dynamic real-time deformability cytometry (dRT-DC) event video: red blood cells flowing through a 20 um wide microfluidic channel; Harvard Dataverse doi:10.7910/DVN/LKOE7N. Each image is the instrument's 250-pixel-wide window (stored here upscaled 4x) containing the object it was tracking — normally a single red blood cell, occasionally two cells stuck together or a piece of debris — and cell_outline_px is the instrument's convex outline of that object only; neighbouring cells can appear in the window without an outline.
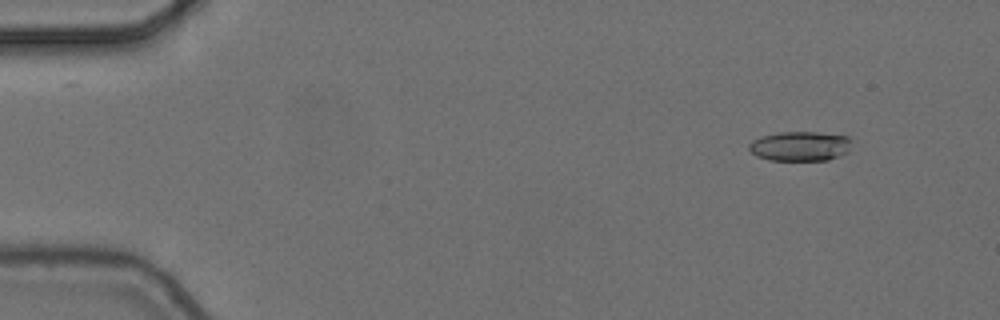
{"species": "common noctule bat (a hibernating species)", "species_latin": "Nyctalus noctula", "temperature_condition": "cold", "stored_images_in_passage": 5, "camera_frame_rate_fps": 3000, "um_per_image_px": 0.085, "animal": {"sex": "female", "body_mass_g": 24.6, "forearm_length_mm": 56.2}, "frame": {"image": 1, "passage_image": 2, "time_ms": 0.333, "image_size_px": [1000, 320], "cell_outline_px": [[852, 140], [848, 152], [840, 156], [828, 160], [768, 160], [756, 156], [748, 148], [748, 144], [752, 140], [764, 136], [780, 132], [816, 132], [848, 136]], "centroid_in_image_um": [68.03, 12.43], "position_along_channel_um": 17.0, "area_um2": 17.8}}
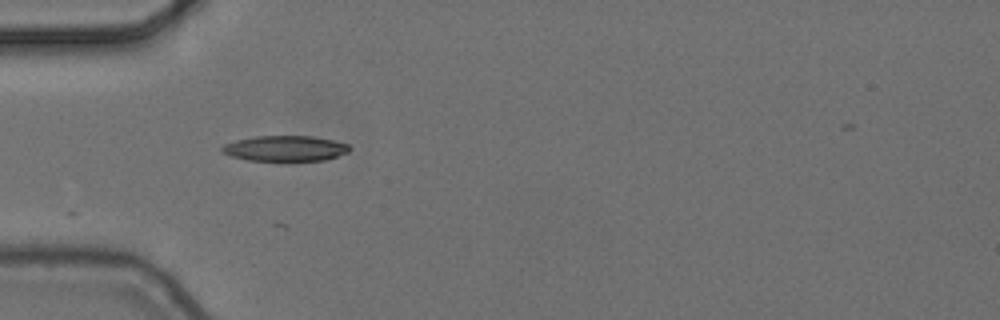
{"frame": {"image": 2, "passage_image": 5, "time_ms": 1.333, "image_size_px": [1000, 320], "cell_outline_px": [[352, 148], [348, 152], [324, 160], [248, 160], [232, 156], [224, 152], [220, 148], [224, 144], [236, 140], [256, 136], [312, 136], [332, 140], [348, 144]], "centroid_in_image_um": [24.25, 12.6], "position_along_channel_um": 60.8, "area_um2": 18.67}}